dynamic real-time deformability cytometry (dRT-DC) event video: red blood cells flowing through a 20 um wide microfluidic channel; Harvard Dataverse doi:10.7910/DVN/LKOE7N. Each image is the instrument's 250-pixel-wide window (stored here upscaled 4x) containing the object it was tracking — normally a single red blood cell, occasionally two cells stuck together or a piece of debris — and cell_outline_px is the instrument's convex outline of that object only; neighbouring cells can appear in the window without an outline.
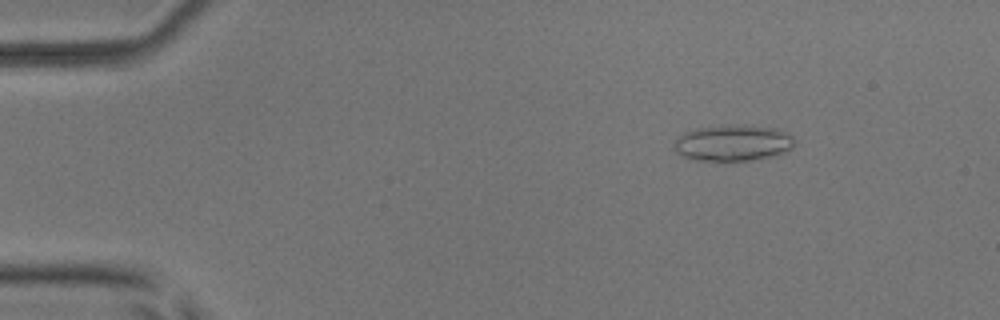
{"species": "common noctule bat (a hibernating species)", "species_latin": "Nyctalus noctula", "temperature_condition": "room temperature", "stored_images_in_passage": 26, "camera_frame_rate_fps": 3000, "um_per_image_px": 0.085, "animal": {"sex": "male", "body_mass_g": 17.9, "forearm_length_mm": 54.2}, "frame": {"image": 1, "passage_image": 8, "time_ms": 2.333, "image_size_px": [1000, 320], "cell_outline_px": [[796, 140], [792, 148], [784, 152], [772, 156], [752, 160], [724, 164], [696, 160], [680, 156], [672, 148], [676, 140], [684, 132], [696, 128], [724, 124], [752, 124], [780, 128], [792, 136]], "centroid_in_image_um": [62.3, 12.16], "position_along_channel_um": 22.7, "area_um2": 26.82}}
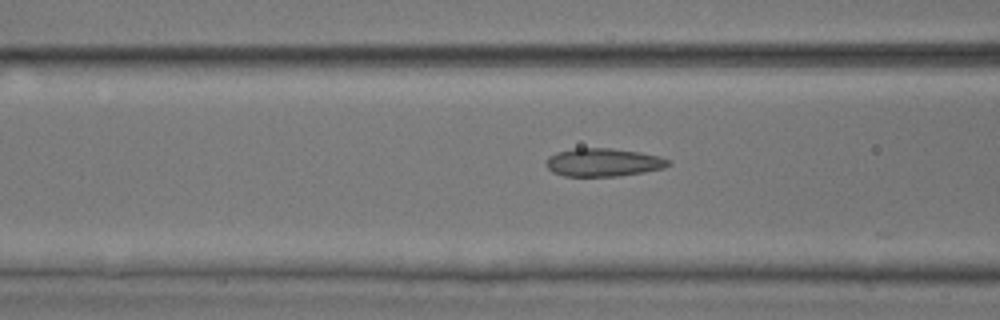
{"frame": {"image": 2, "passage_image": 22, "time_ms": 7.0, "image_size_px": [1000, 320], "cell_outline_px": [[672, 164], [664, 168], [644, 172], [620, 176], [564, 176], [552, 172], [544, 164], [544, 160], [548, 156], [556, 152], [576, 148], [612, 148], [640, 152], [660, 156], [672, 160]], "centroid_in_image_um": [51.28, 13.8], "position_along_channel_um": 115.3, "area_um2": 20.4}}
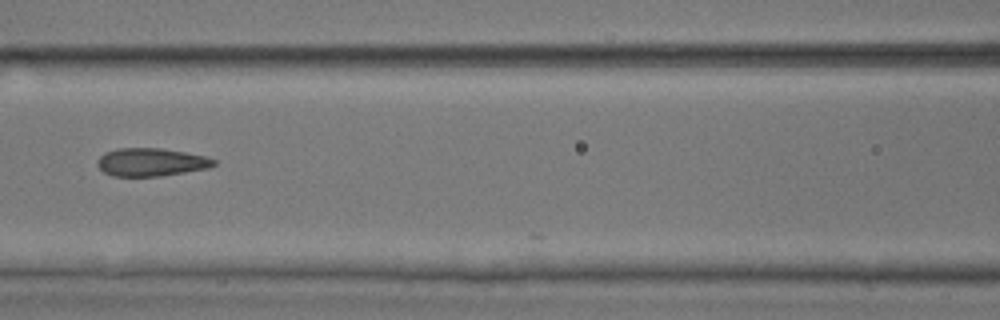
{"frame": {"image": 3, "passage_image": 25, "time_ms": 8.0, "image_size_px": [1000, 320], "cell_outline_px": [[216, 164], [208, 168], [160, 176], [112, 176], [104, 172], [96, 164], [96, 160], [104, 152], [116, 148], [160, 148], [184, 152], [204, 156], [216, 160]], "centroid_in_image_um": [12.79, 13.78], "position_along_channel_um": 153.8, "area_um2": 19.02}}